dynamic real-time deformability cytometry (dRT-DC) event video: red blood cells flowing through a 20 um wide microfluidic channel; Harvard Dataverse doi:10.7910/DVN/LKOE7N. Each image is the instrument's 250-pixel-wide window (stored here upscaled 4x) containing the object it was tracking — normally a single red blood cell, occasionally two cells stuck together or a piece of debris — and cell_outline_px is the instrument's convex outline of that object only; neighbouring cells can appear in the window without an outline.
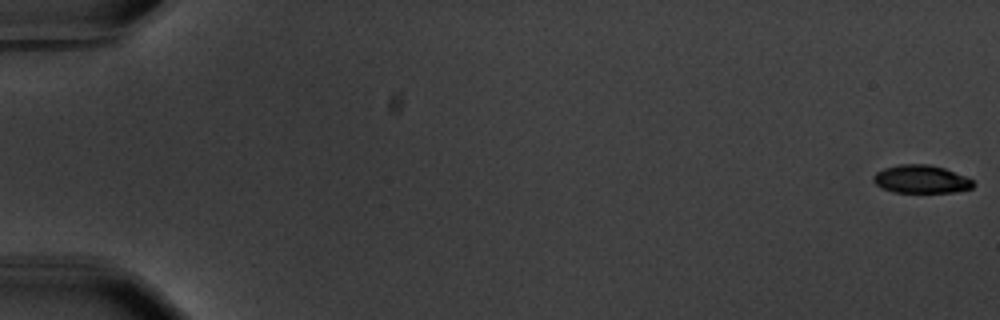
{"species": "common noctule bat (a hibernating species)", "species_latin": "Nyctalus noctula", "temperature_condition": "warm", "stored_images_in_passage": 58, "camera_frame_rate_fps": 3000, "um_per_image_px": 0.085, "animal": {"sex": "male", "body_mass_g": 20.1, "forearm_length_mm": 53.5}, "frame": {"image": 1, "passage_image": 1, "time_ms": 0.0, "image_size_px": [1000, 320], "cell_outline_px": [[976, 184], [972, 188], [956, 192], [892, 192], [880, 188], [872, 180], [872, 176], [876, 172], [884, 168], [900, 164], [928, 164], [944, 168], [964, 176], [972, 180]], "centroid_in_image_um": [78.27, 15.23], "position_along_channel_um": 6.7, "area_um2": 16.42}}
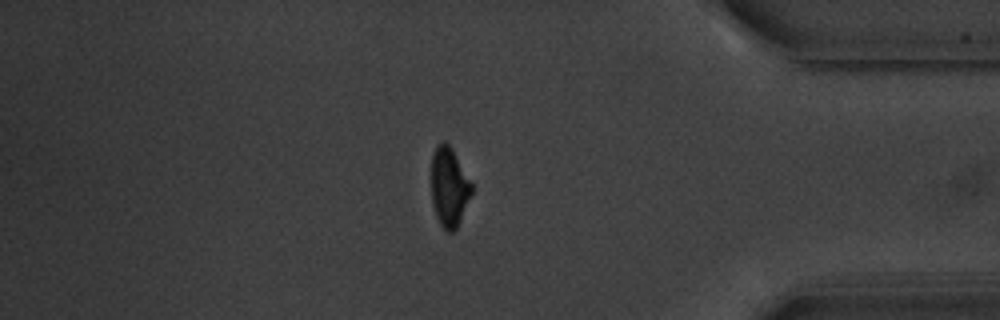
{"frame": {"image": 2, "passage_image": 50, "time_ms": 16.333, "image_size_px": [1000, 320], "cell_outline_px": [[472, 192], [460, 220], [456, 228], [452, 232], [448, 232], [440, 224], [436, 216], [432, 204], [432, 156], [436, 144], [444, 140], [452, 148], [472, 184]], "centroid_in_image_um": [38.16, 15.87], "position_along_channel_um": 397.0, "area_um2": 18.44}}
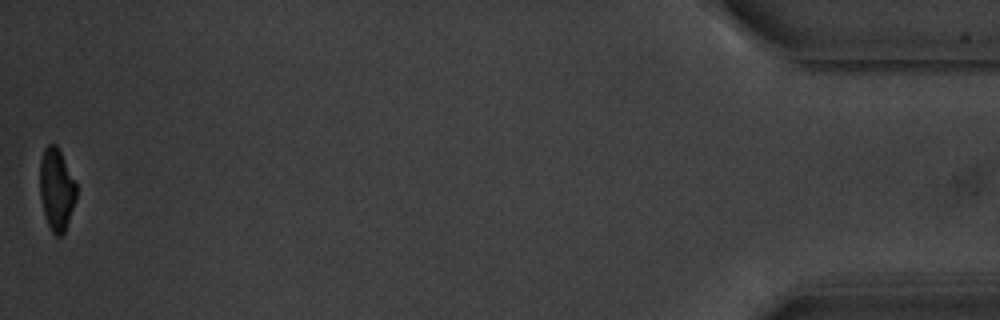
{"frame": {"image": 3, "passage_image": 58, "time_ms": 19.0, "image_size_px": [1000, 320], "cell_outline_px": [[76, 200], [64, 232], [60, 236], [56, 236], [52, 232], [48, 224], [44, 212], [40, 196], [40, 160], [44, 148], [48, 144], [56, 144], [76, 184]], "centroid_in_image_um": [4.79, 16.09], "position_along_channel_um": 430.4, "area_um2": 17.17}, "authors_computed_cell_mechanics": {"area_um2": 18.8139, "velocity_mm_per_s": 3.5894, "shape_relaxation_time_tau1_ms": 3.3175, "shape_relaxation_time_tau2_ms": 1.8402, "deformation_change_tau1": 0.1445, "deformation_change_tau2": 0.0751}}